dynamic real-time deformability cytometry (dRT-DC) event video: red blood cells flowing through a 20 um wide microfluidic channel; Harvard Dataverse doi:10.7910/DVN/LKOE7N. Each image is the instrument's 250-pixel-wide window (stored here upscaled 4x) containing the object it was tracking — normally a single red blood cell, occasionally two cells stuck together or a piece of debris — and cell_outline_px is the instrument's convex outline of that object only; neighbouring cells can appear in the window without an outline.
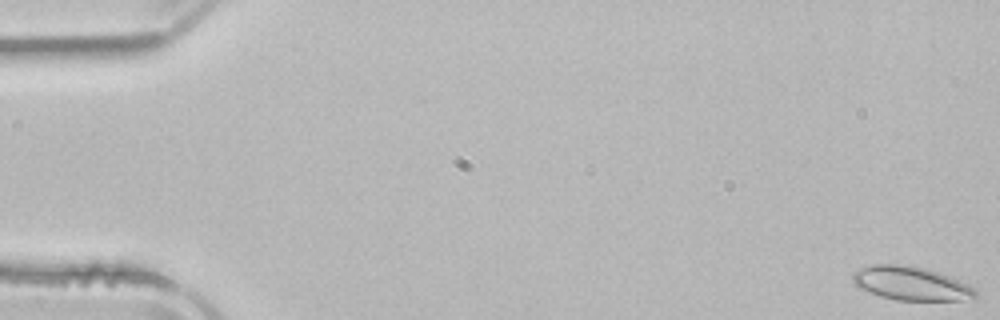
{"species": "common noctule bat (a hibernating species)", "species_latin": "Nyctalus noctula", "temperature_condition": "room temperature", "stored_images_in_passage": 52, "camera_frame_rate_fps": 3000, "um_per_image_px": 0.085, "animal": {"sex": "male", "body_mass_g": 21.5, "forearm_length_mm": 52.0}, "frame": {"image": 1, "passage_image": 1, "time_ms": 0.0, "image_size_px": [1000, 320], "cell_outline_px": [[976, 300], [896, 300], [880, 296], [860, 288], [852, 284], [852, 272], [860, 268], [872, 264], [904, 264], [924, 268], [940, 272], [952, 276], [976, 288]], "centroid_in_image_um": [77.46, 24.08], "position_along_channel_um": 7.5, "area_um2": 24.57}}
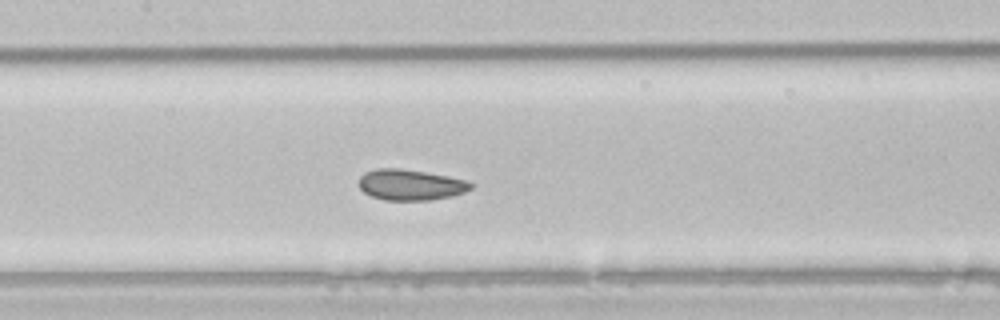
{"frame": {"image": 2, "passage_image": 25, "time_ms": 8.0, "image_size_px": [1000, 320], "cell_outline_px": [[472, 188], [464, 192], [452, 196], [432, 200], [384, 200], [372, 196], [364, 192], [360, 188], [360, 176], [364, 172], [376, 168], [400, 168], [448, 176], [464, 180], [472, 184]], "centroid_in_image_um": [34.87, 15.71], "position_along_channel_um": 172.5, "area_um2": 20.0}}
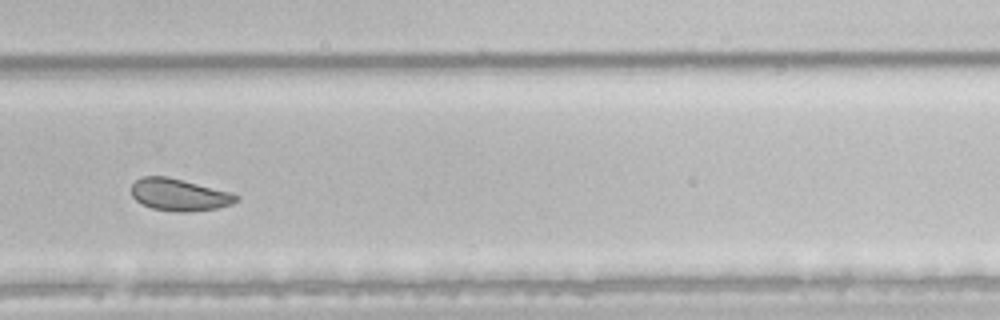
{"frame": {"image": 3, "passage_image": 36, "time_ms": 11.667, "image_size_px": [1000, 320], "cell_outline_px": [[240, 200], [232, 204], [216, 208], [184, 212], [180, 212], [152, 208], [136, 200], [132, 196], [132, 184], [140, 176], [168, 176], [228, 192], [240, 196]], "centroid_in_image_um": [15.22, 16.54], "position_along_channel_um": 314.6, "area_um2": 19.36}, "authors_computed_cell_mechanics": {"area_um2": 22.0796, "velocity_mm_per_s": 3.8996, "shape_relaxation_time_tau1_ms": 6.4185, "shape_relaxation_time_tau2_ms": 1.5559, "deformation_change_tau1": 0.0874, "deformation_change_tau2": 0.0502}}